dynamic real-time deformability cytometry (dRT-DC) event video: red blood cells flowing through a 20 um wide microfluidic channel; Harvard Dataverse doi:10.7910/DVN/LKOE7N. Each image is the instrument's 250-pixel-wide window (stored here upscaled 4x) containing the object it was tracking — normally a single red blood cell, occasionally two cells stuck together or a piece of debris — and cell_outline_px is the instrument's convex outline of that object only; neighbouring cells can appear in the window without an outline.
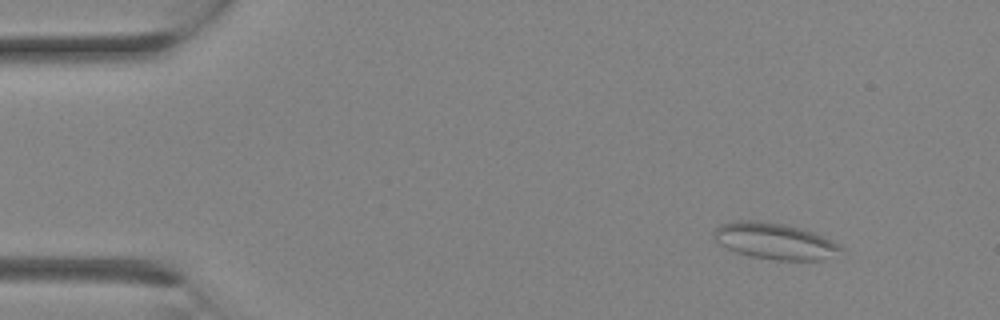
{"species": "Egyptian fruit bat (a non-hibernating species)", "species_latin": "Rousettus aegyptiacus", "temperature_condition": "room temperature", "stored_images_in_passage": 14, "camera_frame_rate_fps": 3000, "um_per_image_px": 0.085, "animal": {"sex": "female"}, "frame": {"image": 1, "passage_image": 1, "time_ms": 0.0, "image_size_px": [1000, 320], "cell_outline_px": [[844, 248], [820, 260], [776, 260], [752, 256], [736, 252], [720, 244], [716, 240], [712, 232], [720, 224], [736, 220], [756, 220], [784, 224], [800, 228], [812, 232], [832, 240], [840, 244]], "centroid_in_image_um": [65.8, 20.47], "position_along_channel_um": 19.2, "area_um2": 26.47}}
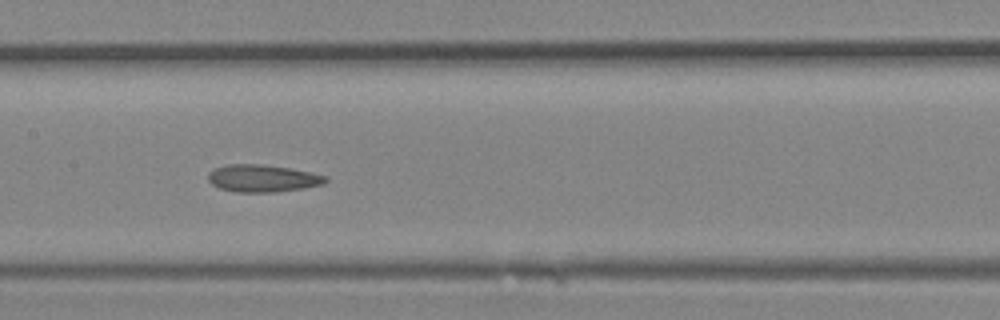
{"frame": {"image": 2, "passage_image": 11, "time_ms": 3.333, "image_size_px": [1000, 320], "cell_outline_px": [[328, 180], [324, 184], [304, 188], [276, 192], [236, 192], [220, 188], [212, 184], [208, 180], [208, 172], [212, 168], [228, 164], [260, 164], [288, 168], [312, 172], [328, 176]], "centroid_in_image_um": [22.32, 15.15], "position_along_channel_um": 185.1, "area_um2": 18.84}}
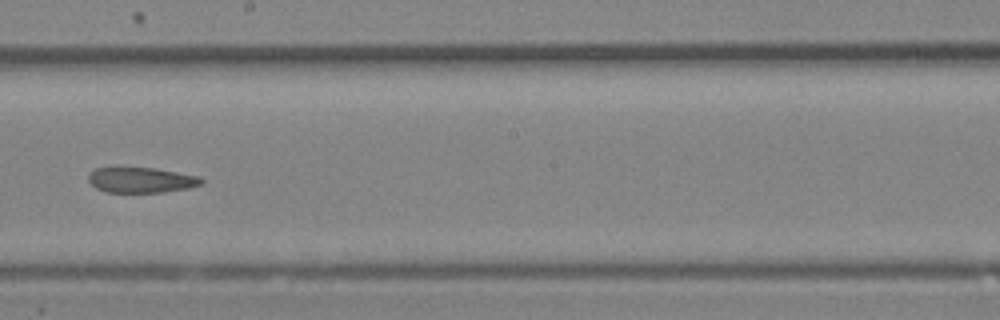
{"frame": {"image": 3, "passage_image": 13, "time_ms": 4.0, "image_size_px": [1000, 320], "cell_outline_px": [[204, 184], [188, 188], [164, 192], [104, 192], [96, 188], [88, 180], [88, 172], [96, 168], [112, 164], [120, 164], [156, 168], [200, 176], [204, 180]], "centroid_in_image_um": [11.93, 15.24], "position_along_channel_um": 236.3, "area_um2": 17.8}}